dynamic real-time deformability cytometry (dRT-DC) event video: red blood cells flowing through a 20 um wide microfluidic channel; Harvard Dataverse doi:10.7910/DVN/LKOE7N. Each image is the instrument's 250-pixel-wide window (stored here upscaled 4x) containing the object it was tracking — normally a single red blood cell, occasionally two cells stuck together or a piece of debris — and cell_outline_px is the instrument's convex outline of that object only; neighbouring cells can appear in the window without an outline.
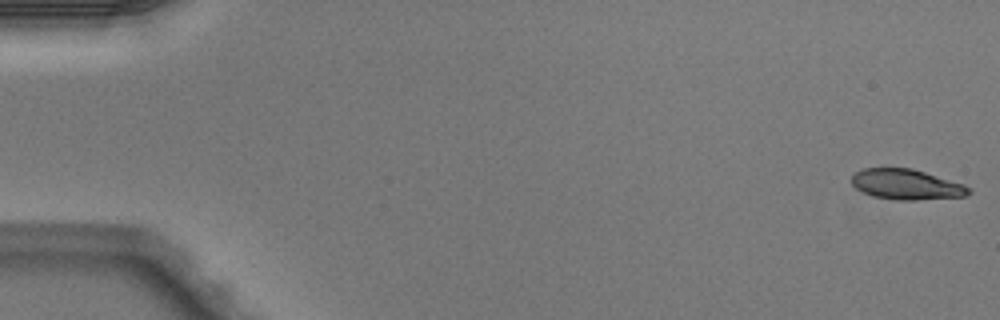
{"species": "Egyptian fruit bat (a non-hibernating species)", "species_latin": "Rousettus aegyptiacus", "temperature_condition": "warm", "stored_images_in_passage": 5, "camera_frame_rate_fps": 3000, "um_per_image_px": 0.085, "animal": {"sex": "male"}, "frame": {"image": 1, "passage_image": 1, "time_ms": 0.0, "image_size_px": [1000, 320], "cell_outline_px": [[972, 192], [964, 196], [916, 200], [896, 200], [872, 196], [856, 188], [852, 184], [852, 176], [856, 172], [864, 168], [912, 168], [964, 184], [972, 188]], "centroid_in_image_um": [77.07, 15.68], "position_along_channel_um": 7.9, "area_um2": 20.69}}
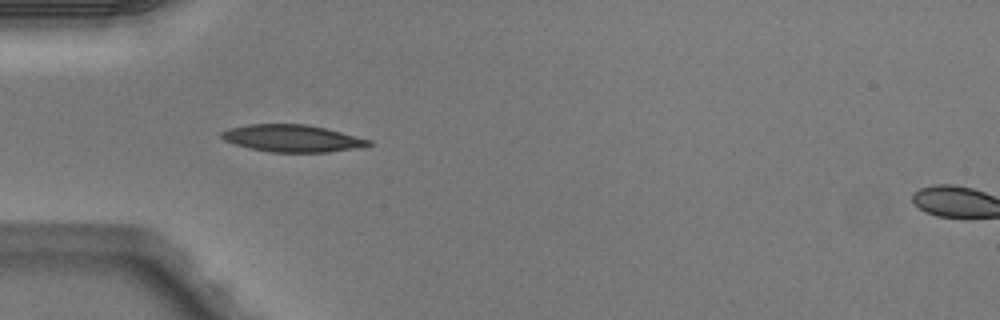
{"frame": {"image": 2, "passage_image": 4, "time_ms": 1.0, "image_size_px": [1000, 320], "cell_outline_px": [[372, 144], [352, 148], [324, 152], [268, 152], [248, 148], [224, 140], [220, 136], [220, 132], [228, 128], [248, 124], [304, 124], [324, 128], [372, 140]], "centroid_in_image_um": [24.76, 11.75], "position_along_channel_um": 60.2, "area_um2": 23.0}}
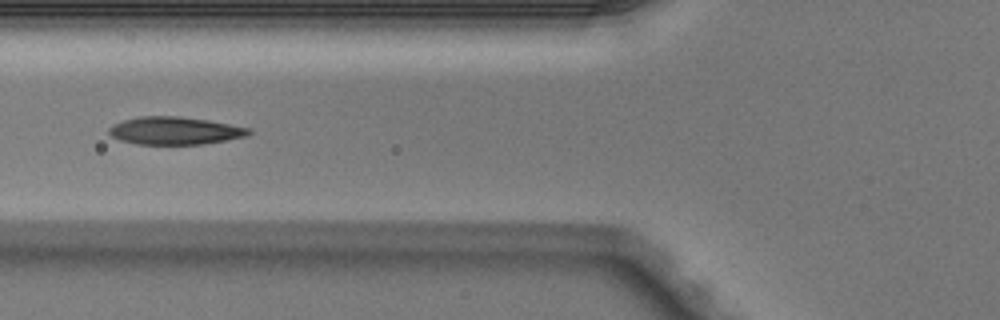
{"frame": {"image": 3, "passage_image": 5, "time_ms": 1.333, "image_size_px": [1000, 320], "cell_outline_px": [[252, 132], [248, 136], [204, 144], [136, 144], [120, 140], [112, 136], [108, 132], [108, 128], [112, 124], [124, 120], [140, 116], [180, 116], [208, 120], [252, 128]], "centroid_in_image_um": [14.88, 11.1], "position_along_channel_um": 110.9, "area_um2": 22.72}}